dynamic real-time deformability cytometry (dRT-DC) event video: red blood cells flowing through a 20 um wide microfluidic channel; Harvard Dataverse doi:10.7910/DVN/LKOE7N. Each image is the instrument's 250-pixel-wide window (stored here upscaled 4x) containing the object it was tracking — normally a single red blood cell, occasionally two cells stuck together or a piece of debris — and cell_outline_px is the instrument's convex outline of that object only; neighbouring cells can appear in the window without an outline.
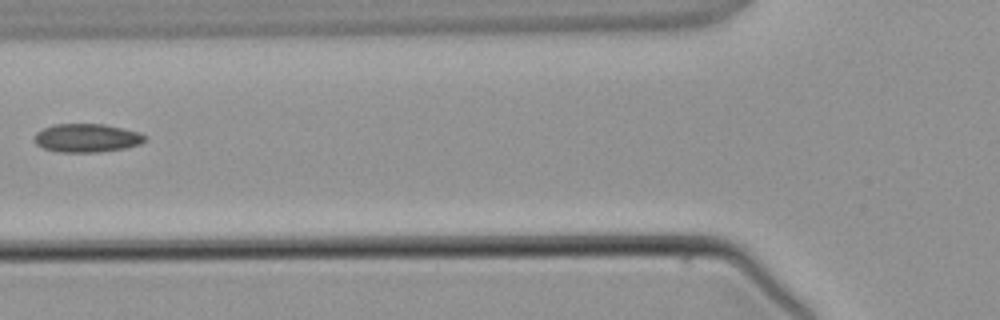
{"species": "common noctule bat (a hibernating species)", "species_latin": "Nyctalus noctula", "temperature_condition": "warm", "stored_images_in_passage": 3, "camera_frame_rate_fps": 3000, "um_per_image_px": 0.085, "animal": {"sex": "male", "body_mass_g": 21.5, "forearm_length_mm": 52.0}, "frame": {"image": 1, "passage_image": 3, "time_ms": 2.333, "image_size_px": [1000, 320], "cell_outline_px": [[148, 136], [140, 144], [124, 148], [96, 152], [56, 152], [44, 148], [36, 144], [32, 140], [32, 136], [36, 132], [44, 128], [56, 124], [104, 124], [140, 132]], "centroid_in_image_um": [7.34, 11.72], "position_along_channel_um": 118.5, "area_um2": 18.44}}